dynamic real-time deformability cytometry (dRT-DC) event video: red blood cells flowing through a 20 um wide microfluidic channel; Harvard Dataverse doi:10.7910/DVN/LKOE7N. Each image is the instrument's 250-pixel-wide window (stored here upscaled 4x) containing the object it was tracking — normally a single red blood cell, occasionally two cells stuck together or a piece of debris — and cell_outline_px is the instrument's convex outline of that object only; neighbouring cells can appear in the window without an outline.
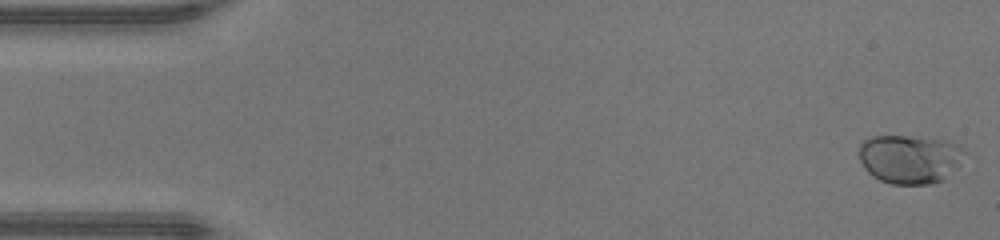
{"species": "human", "species_latin": "Homo sapiens", "temperature_condition": "warm", "stored_images_in_passage": 47, "camera_frame_rate_fps": 3000, "um_per_image_px": 0.085, "donor": {"sex": "male"}, "frame": {"image": 1, "passage_image": 1, "time_ms": 0.0, "image_size_px": [1000, 240], "cell_outline_px": [[968, 152], [956, 168], [944, 180], [932, 184], [892, 184], [880, 180], [872, 176], [864, 168], [860, 160], [860, 144], [864, 140], [872, 136], [908, 136], [948, 140], [960, 144]], "centroid_in_image_um": [77.38, 13.51], "position_along_channel_um": 7.6, "area_um2": 30.46}}
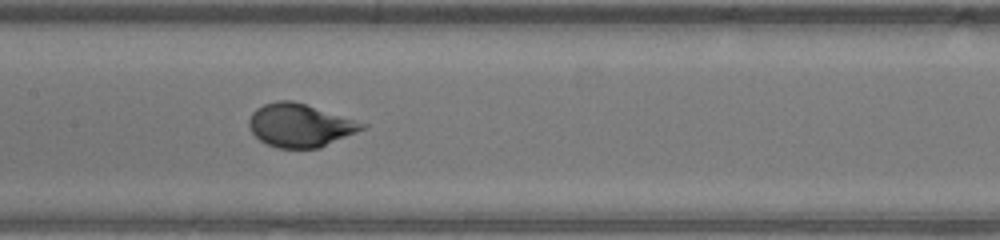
{"frame": {"image": 2, "passage_image": 23, "time_ms": 7.333, "image_size_px": [1000, 240], "cell_outline_px": [[368, 128], [320, 148], [276, 148], [260, 140], [248, 128], [248, 120], [252, 112], [256, 108], [264, 104], [276, 100], [292, 100], [368, 124]], "centroid_in_image_um": [25.5, 10.66], "position_along_channel_um": 181.9, "area_um2": 28.61}}
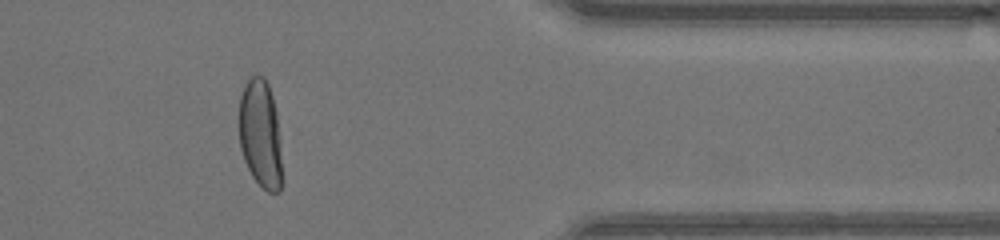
{"frame": {"image": 3, "passage_image": 39, "time_ms": 12.667, "image_size_px": [1000, 240], "cell_outline_px": [[280, 192], [268, 192], [252, 176], [244, 160], [240, 148], [240, 96], [244, 84], [248, 76], [256, 72], [264, 76], [268, 84], [272, 96], [276, 112], [280, 140]], "centroid_in_image_um": [22.12, 11.29], "position_along_channel_um": 389.3, "area_um2": 27.05}, "authors_computed_cell_mechanics": {"area_um2": 28.3798, "velocity_mm_per_s": 4.3555, "shape_relaxation_time_tau1_ms": 4.9754, "shape_relaxation_time_tau2_ms": 5.9047, "deformation_change_tau1": 0.2548, "deformation_change_tau2": null}}